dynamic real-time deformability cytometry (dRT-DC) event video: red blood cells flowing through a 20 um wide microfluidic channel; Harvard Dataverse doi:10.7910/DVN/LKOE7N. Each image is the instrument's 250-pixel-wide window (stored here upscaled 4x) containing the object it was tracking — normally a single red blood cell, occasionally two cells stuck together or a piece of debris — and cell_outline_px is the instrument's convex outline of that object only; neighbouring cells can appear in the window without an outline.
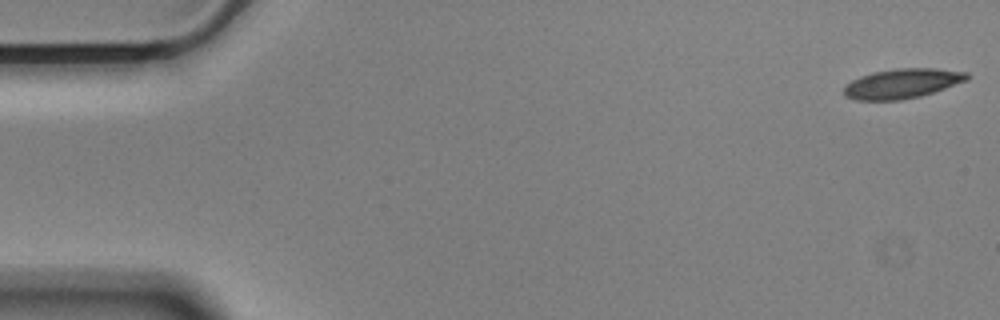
{"species": "Egyptian fruit bat (a non-hibernating species)", "species_latin": "Rousettus aegyptiacus", "temperature_condition": "cold", "stored_images_in_passage": 56, "camera_frame_rate_fps": 3000, "um_per_image_px": 0.085, "animal": {"sex": "male"}, "frame": {"image": 1, "passage_image": 1, "time_ms": 0.0, "image_size_px": [1000, 320], "cell_outline_px": [[968, 80], [920, 96], [900, 100], [856, 100], [844, 96], [844, 88], [852, 80], [860, 76], [872, 72], [896, 68], [936, 68], [968, 72]], "centroid_in_image_um": [76.68, 7.09], "position_along_channel_um": 8.3, "area_um2": 21.21}}
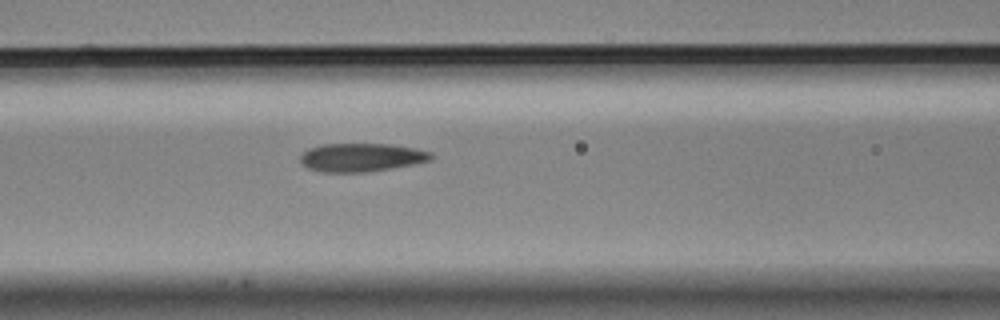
{"frame": {"image": 2, "passage_image": 23, "time_ms": 7.333, "image_size_px": [1000, 320], "cell_outline_px": [[436, 156], [432, 160], [416, 164], [368, 172], [324, 172], [308, 168], [300, 160], [300, 156], [308, 148], [324, 144], [388, 144], [416, 148], [432, 152]], "centroid_in_image_um": [30.79, 13.38], "position_along_channel_um": 135.8, "area_um2": 21.79}}
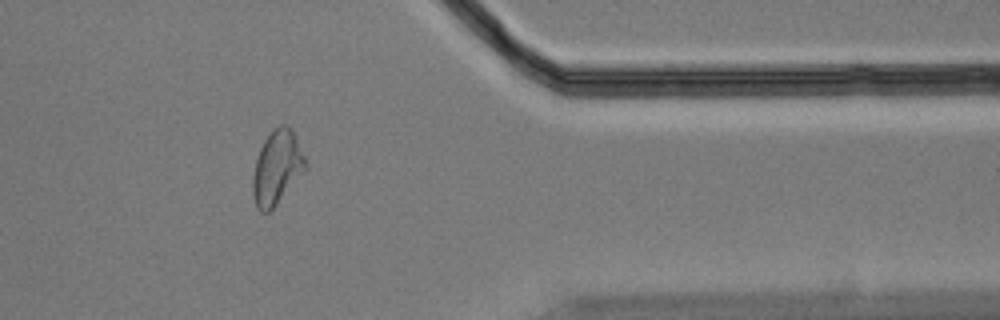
{"frame": {"image": 3, "passage_image": 46, "time_ms": 15.0, "image_size_px": [1000, 320], "cell_outline_px": [[308, 168], [276, 204], [268, 212], [260, 212], [256, 208], [252, 196], [252, 180], [256, 160], [260, 148], [264, 140], [272, 128], [280, 124], [288, 124], [308, 164]], "centroid_in_image_um": [23.53, 14.25], "position_along_channel_um": 387.9, "area_um2": 22.66}, "authors_computed_cell_mechanics": {"area_um2": 21.8195, "velocity_mm_per_s": 3.5226, "shape_relaxation_time_tau1_ms": 10.0178, "shape_relaxation_time_tau2_ms": 3.3175, "deformation_change_tau1": 0.2025, "deformation_change_tau2": 0.0974}}